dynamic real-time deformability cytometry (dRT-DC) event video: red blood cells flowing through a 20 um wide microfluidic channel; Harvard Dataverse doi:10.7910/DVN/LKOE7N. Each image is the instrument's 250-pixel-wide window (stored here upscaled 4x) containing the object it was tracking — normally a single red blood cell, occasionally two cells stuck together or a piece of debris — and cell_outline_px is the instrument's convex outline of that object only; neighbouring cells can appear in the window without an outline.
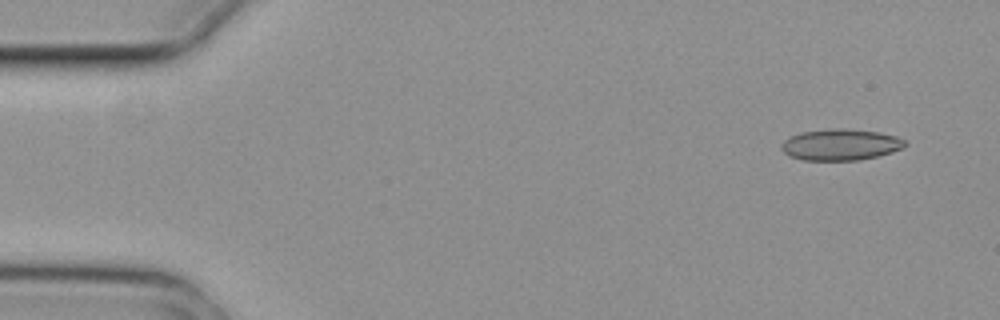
{"species": "common noctule bat (a hibernating species)", "species_latin": "Nyctalus noctula", "temperature_condition": "cold", "stored_images_in_passage": 5, "camera_frame_rate_fps": 3000, "um_per_image_px": 0.085, "animal": {"sex": "female", "body_mass_g": 29.2, "forearm_length_mm": 56.3}, "frame": {"image": 1, "passage_image": 1, "time_ms": 0.0, "image_size_px": [1000, 320], "cell_outline_px": [[908, 144], [892, 152], [860, 160], [804, 160], [788, 156], [780, 148], [780, 144], [784, 140], [800, 132], [832, 128], [844, 128], [876, 132], [896, 136], [904, 140]], "centroid_in_image_um": [71.4, 12.29], "position_along_channel_um": 13.6, "area_um2": 22.48}}
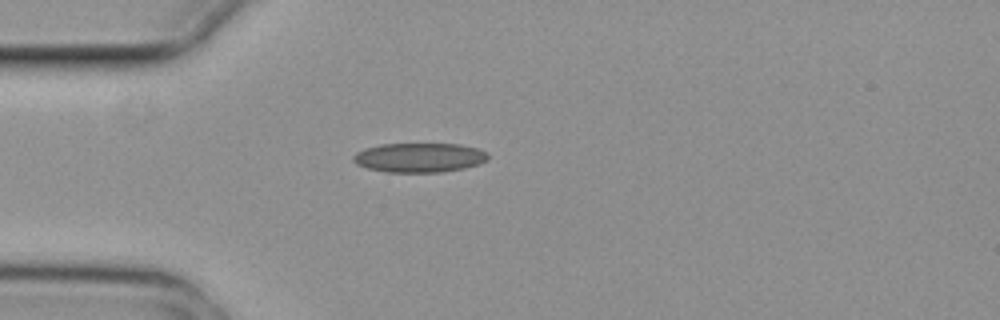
{"frame": {"image": 2, "passage_image": 4, "time_ms": 1.0, "image_size_px": [1000, 320], "cell_outline_px": [[488, 160], [480, 164], [464, 168], [444, 172], [384, 172], [368, 168], [356, 164], [352, 160], [352, 156], [356, 152], [364, 148], [380, 144], [460, 144], [476, 148], [488, 152]], "centroid_in_image_um": [35.64, 13.39], "position_along_channel_um": 49.4, "area_um2": 23.29}}